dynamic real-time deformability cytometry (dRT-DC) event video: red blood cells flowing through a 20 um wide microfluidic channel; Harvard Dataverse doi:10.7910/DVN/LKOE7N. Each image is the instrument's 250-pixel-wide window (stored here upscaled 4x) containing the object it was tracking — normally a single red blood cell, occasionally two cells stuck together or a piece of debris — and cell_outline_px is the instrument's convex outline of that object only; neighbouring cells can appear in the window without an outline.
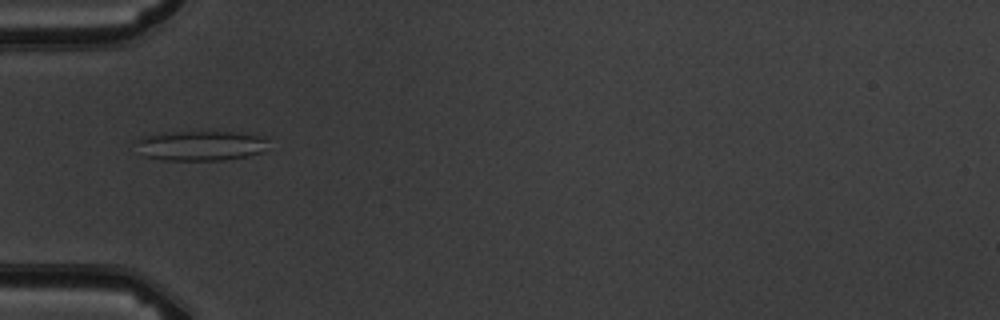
{"species": "common noctule bat (a hibernating species)", "species_latin": "Nyctalus noctula", "temperature_condition": "warm", "stored_images_in_passage": 5, "camera_frame_rate_fps": 3000, "um_per_image_px": 0.085, "animal": {"sex": "male", "body_mass_g": 19.5, "forearm_length_mm": 54.6}, "frame": {"image": 1, "passage_image": 3, "time_ms": 3.0, "image_size_px": [1000, 320], "cell_outline_px": [[268, 148], [260, 152], [248, 156], [224, 160], [164, 160], [144, 156], [132, 140], [144, 136], [164, 132], [204, 128], [240, 132], [268, 136]], "centroid_in_image_um": [17.09, 12.31], "position_along_channel_um": 67.9, "area_um2": 24.62}}
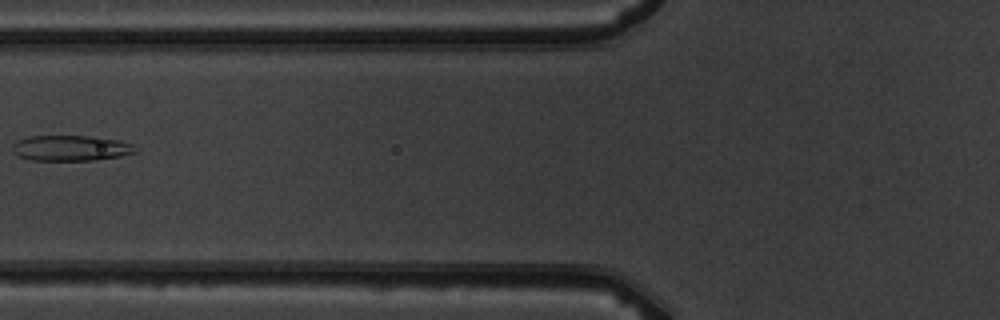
{"frame": {"image": 2, "passage_image": 4, "time_ms": 4.333, "image_size_px": [1000, 320], "cell_outline_px": [[136, 152], [120, 156], [96, 160], [32, 160], [16, 156], [12, 152], [12, 144], [16, 140], [28, 136], [88, 136], [116, 140], [132, 144]], "centroid_in_image_um": [5.93, 12.59], "position_along_channel_um": 119.9, "area_um2": 18.26}}
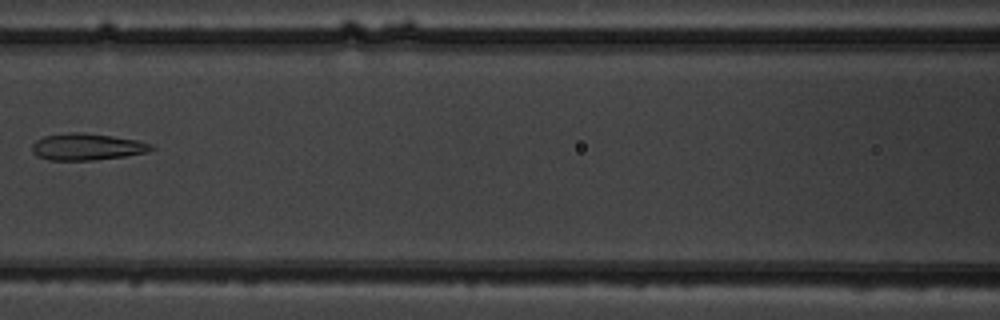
{"frame": {"image": 3, "passage_image": 5, "time_ms": 5.333, "image_size_px": [1000, 320], "cell_outline_px": [[156, 148], [148, 152], [124, 156], [92, 160], [48, 160], [36, 156], [32, 152], [32, 144], [36, 140], [44, 136], [72, 132], [84, 132], [112, 136], [136, 140], [152, 144]], "centroid_in_image_um": [7.38, 12.48], "position_along_channel_um": 159.2, "area_um2": 18.61}}